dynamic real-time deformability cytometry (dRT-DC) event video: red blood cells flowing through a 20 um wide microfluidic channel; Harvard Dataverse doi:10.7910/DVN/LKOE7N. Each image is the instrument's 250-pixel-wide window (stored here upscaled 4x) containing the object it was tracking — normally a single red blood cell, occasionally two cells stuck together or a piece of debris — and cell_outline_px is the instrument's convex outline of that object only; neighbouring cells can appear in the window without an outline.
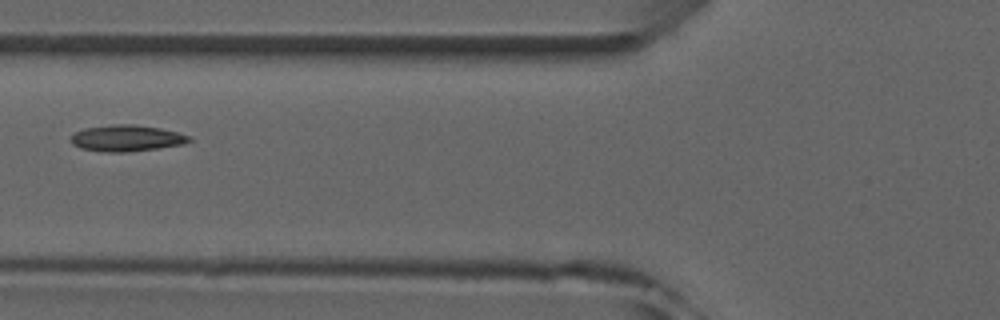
{"species": "common noctule bat (a hibernating species)", "species_latin": "Nyctalus noctula", "temperature_condition": "room temperature", "stored_images_in_passage": 6, "camera_frame_rate_fps": 3000, "um_per_image_px": 0.085, "animal": {"sex": "male", "forearm_length_mm": 52.5}, "frame": {"image": 1, "passage_image": 6, "time_ms": 5.667, "image_size_px": [1000, 320], "cell_outline_px": [[192, 140], [180, 144], [160, 148], [124, 152], [108, 152], [80, 148], [72, 144], [72, 136], [76, 132], [84, 128], [112, 124], [132, 124], [160, 128], [192, 136]], "centroid_in_image_um": [10.77, 11.74], "position_along_channel_um": 115.0, "area_um2": 17.98}}